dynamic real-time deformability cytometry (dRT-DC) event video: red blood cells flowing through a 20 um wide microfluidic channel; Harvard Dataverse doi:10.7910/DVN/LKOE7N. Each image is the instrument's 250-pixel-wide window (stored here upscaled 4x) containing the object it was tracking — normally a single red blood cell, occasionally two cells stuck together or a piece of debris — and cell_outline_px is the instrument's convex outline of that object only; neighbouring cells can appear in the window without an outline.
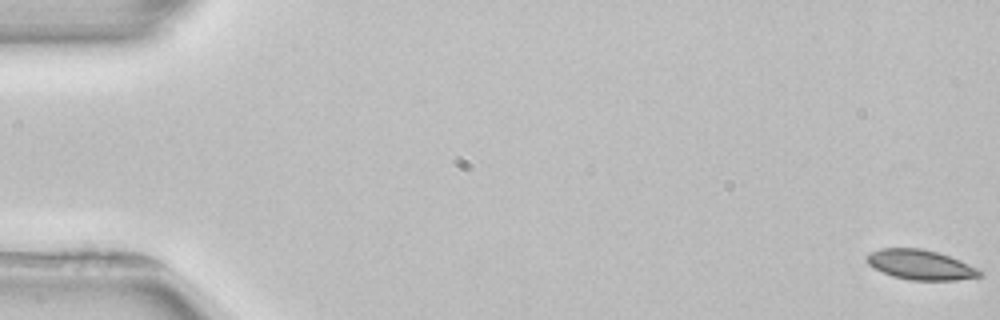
{"species": "common noctule bat (a hibernating species)", "species_latin": "Nyctalus noctula", "temperature_condition": "room temperature", "stored_images_in_passage": 54, "camera_frame_rate_fps": 3000, "um_per_image_px": 0.085, "animal": {"sex": "female", "body_mass_g": 22.7, "forearm_length_mm": 54.2}, "frame": {"image": 1, "passage_image": 1, "time_ms": 0.0, "image_size_px": [1000, 320], "cell_outline_px": [[984, 272], [980, 276], [956, 280], [908, 280], [892, 276], [868, 264], [864, 256], [868, 252], [880, 248], [920, 248], [936, 252], [960, 260]], "centroid_in_image_um": [78.2, 22.5], "position_along_channel_um": 6.8, "area_um2": 19.59}}
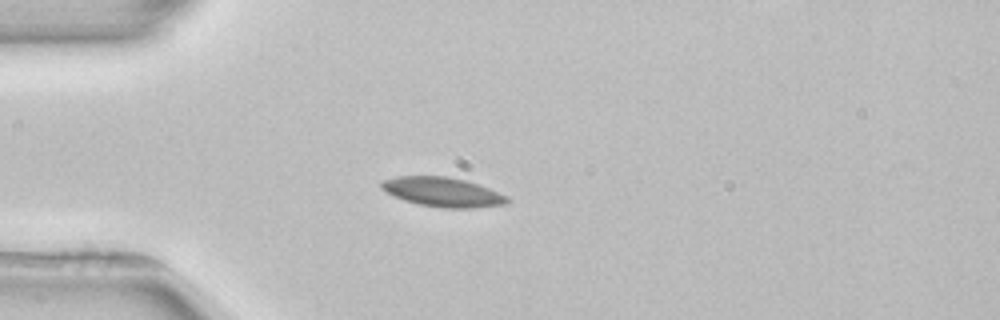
{"frame": {"image": 2, "passage_image": 15, "time_ms": 4.667, "image_size_px": [1000, 320], "cell_outline_px": [[512, 200], [508, 204], [472, 208], [444, 208], [420, 204], [404, 200], [380, 188], [380, 184], [384, 180], [396, 176], [444, 176], [464, 180], [488, 188], [508, 196]], "centroid_in_image_um": [37.67, 16.33], "position_along_channel_um": 47.3, "area_um2": 21.39}}
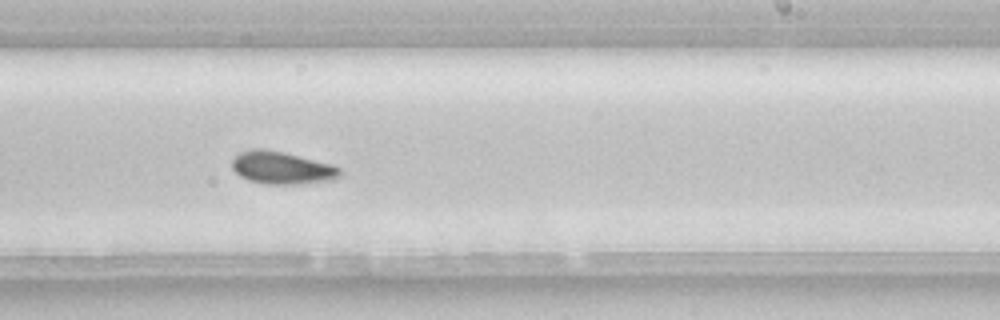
{"frame": {"image": 3, "passage_image": 33, "time_ms": 10.667, "image_size_px": [1000, 320], "cell_outline_px": [[340, 176], [336, 180], [296, 184], [268, 184], [248, 180], [240, 176], [232, 168], [232, 156], [240, 152], [252, 148], [264, 148], [284, 152], [332, 164], [340, 168]], "centroid_in_image_um": [23.94, 14.25], "position_along_channel_um": 265.1, "area_um2": 20.69}, "authors_computed_cell_mechanics": {"area_um2": 19.941, "velocity_mm_per_s": 3.9021, "shape_relaxation_time_tau1_ms": null, "shape_relaxation_time_tau2_ms": 9.6859, "deformation_change_tau1": null, "deformation_change_tau2": 0.0919}}